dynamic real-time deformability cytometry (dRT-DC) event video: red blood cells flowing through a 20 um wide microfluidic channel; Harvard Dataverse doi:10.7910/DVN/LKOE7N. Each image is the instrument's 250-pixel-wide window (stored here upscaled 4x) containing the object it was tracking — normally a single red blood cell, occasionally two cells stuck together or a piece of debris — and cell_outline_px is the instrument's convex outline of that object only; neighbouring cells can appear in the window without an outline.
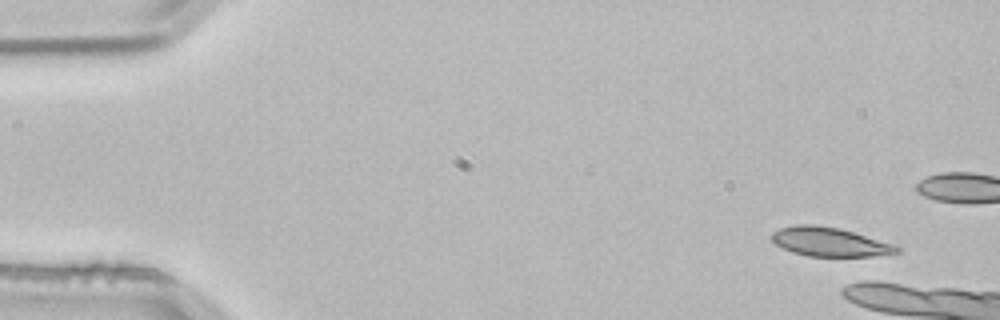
{"species": "common noctule bat (a hibernating species)", "species_latin": "Nyctalus noctula", "temperature_condition": "room temperature", "stored_images_in_passage": 4, "camera_frame_rate_fps": 3000, "um_per_image_px": 0.085, "animal": {"sex": "male", "body_mass_g": 21.5, "forearm_length_mm": 52.0}, "frame": {"image": 1, "passage_image": 1, "time_ms": 0.0, "image_size_px": [1000, 320], "cell_outline_px": [[900, 252], [872, 256], [808, 256], [792, 252], [776, 244], [772, 240], [772, 232], [780, 228], [796, 224], [812, 224], [840, 228], [896, 244], [900, 248]], "centroid_in_image_um": [70.54, 20.55], "position_along_channel_um": 14.5, "area_um2": 21.15}}